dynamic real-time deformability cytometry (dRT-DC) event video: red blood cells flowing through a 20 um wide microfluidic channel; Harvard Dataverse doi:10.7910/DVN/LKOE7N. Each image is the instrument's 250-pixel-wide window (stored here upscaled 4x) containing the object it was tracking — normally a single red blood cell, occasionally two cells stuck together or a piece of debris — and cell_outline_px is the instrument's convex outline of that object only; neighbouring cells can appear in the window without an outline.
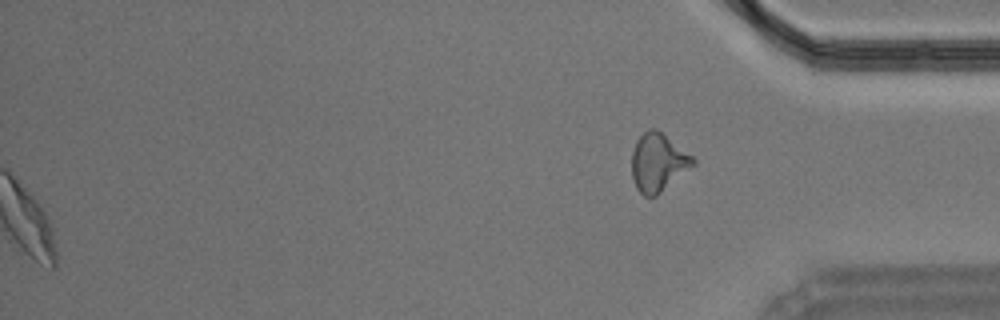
{"species": "Egyptian fruit bat (a non-hibernating species)", "species_latin": "Rousettus aegyptiacus", "temperature_condition": "warm", "stored_images_in_passage": 59, "segment_of_instrument_passage": [2, 2], "camera_frame_rate_fps": 3000, "um_per_image_px": 0.085, "animal": {"sex": "male"}, "frame": {"image": 1, "passage_image": 59, "time_ms": 19.333, "image_size_px": [1000, 320], "cell_outline_px": [[696, 164], [656, 196], [644, 196], [636, 188], [632, 180], [632, 152], [636, 140], [648, 128], [656, 128], [692, 156], [696, 160]], "centroid_in_image_um": [55.92, 13.81], "position_along_channel_um": 379.3, "area_um2": 20.69}}